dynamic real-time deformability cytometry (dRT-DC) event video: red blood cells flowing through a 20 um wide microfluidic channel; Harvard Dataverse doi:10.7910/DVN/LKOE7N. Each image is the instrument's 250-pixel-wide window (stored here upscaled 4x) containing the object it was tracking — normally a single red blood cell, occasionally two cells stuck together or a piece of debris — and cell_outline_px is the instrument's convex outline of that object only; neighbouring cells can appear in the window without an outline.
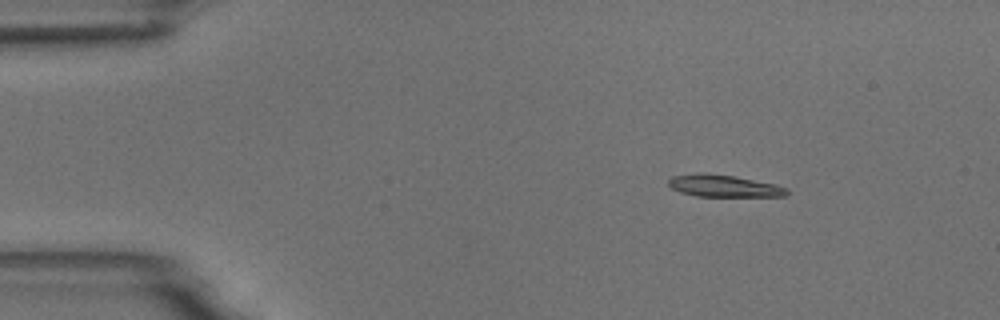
{"species": "common noctule bat (a hibernating species)", "species_latin": "Nyctalus noctula", "temperature_condition": "room temperature", "stored_images_in_passage": 5, "camera_frame_rate_fps": 3000, "um_per_image_px": 0.085, "animal": {"sex": "male", "body_mass_g": 18.8}, "frame": {"image": 1, "passage_image": 3, "time_ms": 2.0, "image_size_px": [1000, 320], "cell_outline_px": [[788, 192], [784, 196], [696, 196], [680, 192], [672, 188], [668, 184], [668, 180], [672, 176], [700, 172], [704, 172], [732, 176], [776, 184], [788, 188]], "centroid_in_image_um": [61.49, 15.79], "position_along_channel_um": 23.5, "area_um2": 15.14}}
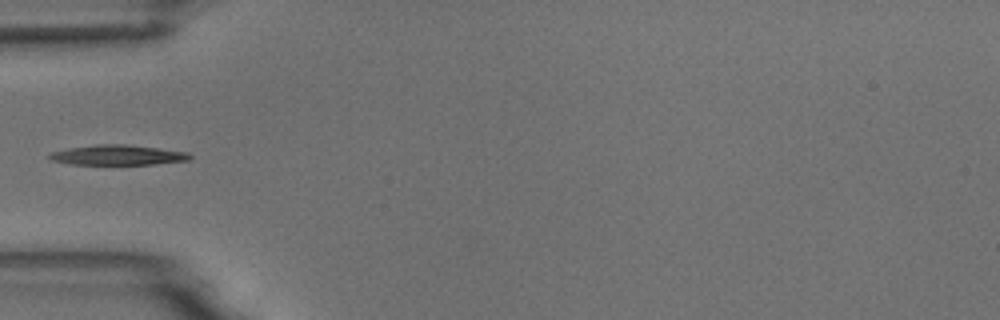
{"frame": {"image": 2, "passage_image": 5, "time_ms": 5.333, "image_size_px": [1000, 320], "cell_outline_px": [[192, 156], [188, 160], [152, 164], [68, 164], [52, 160], [48, 156], [52, 152], [68, 148], [96, 144], [124, 144], [188, 152]], "centroid_in_image_um": [9.98, 13.17], "position_along_channel_um": 75.0, "area_um2": 16.18}}